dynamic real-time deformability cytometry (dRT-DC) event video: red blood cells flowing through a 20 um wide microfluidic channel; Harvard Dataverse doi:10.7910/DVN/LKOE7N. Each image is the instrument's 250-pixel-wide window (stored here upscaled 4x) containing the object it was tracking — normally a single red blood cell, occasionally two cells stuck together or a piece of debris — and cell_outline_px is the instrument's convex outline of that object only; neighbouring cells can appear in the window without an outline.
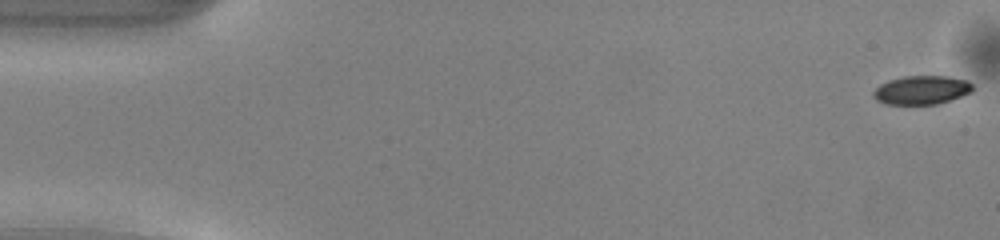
{"species": "common noctule bat (a hibernating species)", "species_latin": "Nyctalus noctula", "temperature_condition": "warm", "stored_images_in_passage": 48, "camera_frame_rate_fps": 3000, "um_per_image_px": 0.085, "animal": {"sex": "male", "body_mass_g": 13.0, "forearm_length_mm": 53.1}, "frame": {"image": 1, "passage_image": 1, "time_ms": 0.0, "image_size_px": [1000, 240], "cell_outline_px": [[972, 92], [936, 104], [884, 104], [876, 100], [872, 96], [872, 92], [880, 84], [888, 80], [904, 76], [948, 76], [968, 80], [972, 84]], "centroid_in_image_um": [78.3, 7.64], "position_along_channel_um": 6.7, "area_um2": 16.65}}
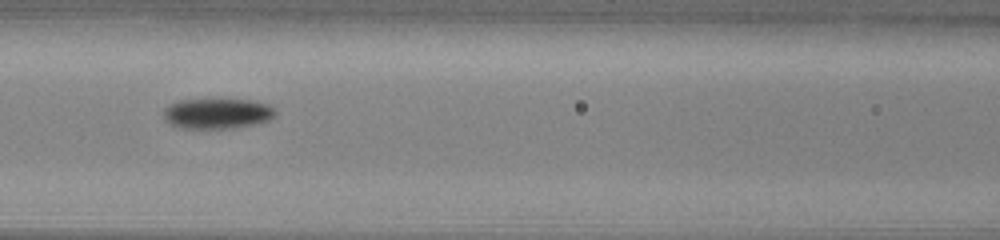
{"frame": {"image": 2, "passage_image": 22, "time_ms": 7.0, "image_size_px": [1000, 240], "cell_outline_px": [[276, 116], [268, 120], [256, 124], [236, 128], [180, 128], [164, 120], [164, 108], [180, 100], [252, 100], [268, 104], [276, 108]], "centroid_in_image_um": [18.52, 9.66], "position_along_channel_um": 148.1, "area_um2": 19.77}}
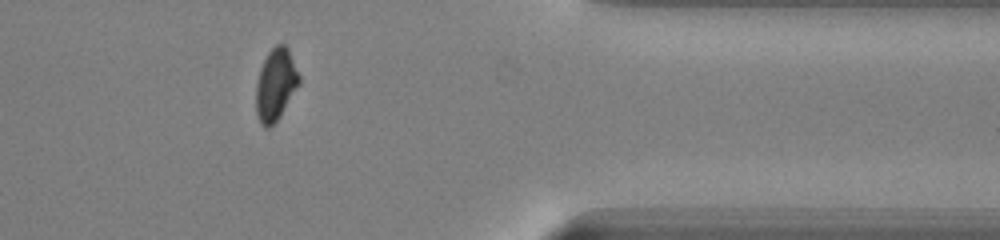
{"frame": {"image": 3, "passage_image": 41, "time_ms": 13.333, "image_size_px": [1000, 240], "cell_outline_px": [[300, 84], [280, 116], [268, 128], [264, 128], [260, 124], [256, 116], [256, 84], [260, 68], [268, 52], [276, 44], [284, 44], [288, 48], [300, 76]], "centroid_in_image_um": [23.43, 7.2], "position_along_channel_um": 388.0, "area_um2": 18.15}}